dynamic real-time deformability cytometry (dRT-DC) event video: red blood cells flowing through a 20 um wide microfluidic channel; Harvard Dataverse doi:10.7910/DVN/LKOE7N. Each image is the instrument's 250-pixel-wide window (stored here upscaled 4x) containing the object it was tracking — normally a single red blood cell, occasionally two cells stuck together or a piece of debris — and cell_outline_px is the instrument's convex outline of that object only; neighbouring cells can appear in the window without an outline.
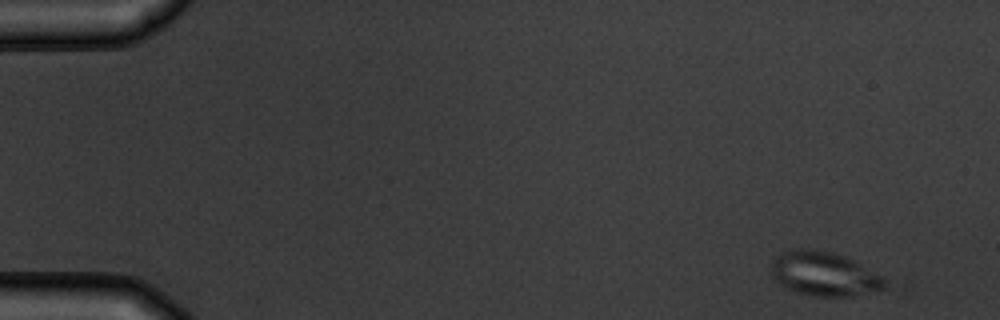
{"species": "common noctule bat (a hibernating species)", "species_latin": "Nyctalus noctula", "temperature_condition": "warm", "stored_images_in_passage": 5, "camera_frame_rate_fps": 3000, "um_per_image_px": 0.085, "animal": {"sex": "male", "body_mass_g": 19.5, "forearm_length_mm": 54.6}, "frame": {"image": 1, "passage_image": 1, "time_ms": 0.0, "image_size_px": [1000, 320], "cell_outline_px": [[884, 288], [848, 296], [816, 296], [796, 292], [780, 284], [772, 276], [772, 260], [776, 256], [792, 248], [812, 248], [832, 252], [844, 256], [852, 260], [880, 276], [884, 280]], "centroid_in_image_um": [69.97, 23.25], "position_along_channel_um": 15.0, "area_um2": 28.61}}